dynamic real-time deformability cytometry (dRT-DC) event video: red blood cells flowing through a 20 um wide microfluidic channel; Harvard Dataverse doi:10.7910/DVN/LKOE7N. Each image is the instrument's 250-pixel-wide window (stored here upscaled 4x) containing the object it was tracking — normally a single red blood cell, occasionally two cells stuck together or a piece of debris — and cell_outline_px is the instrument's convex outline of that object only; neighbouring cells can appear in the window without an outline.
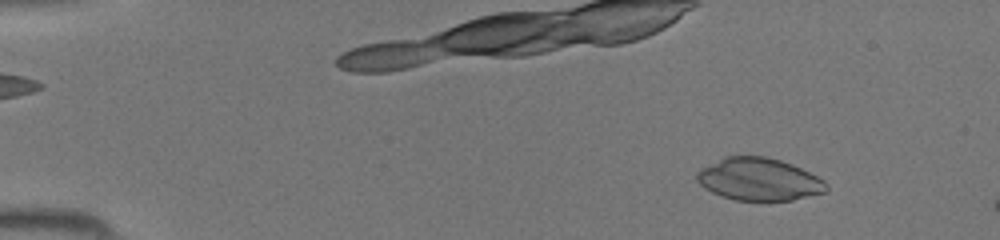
{"species": "common noctule bat (a hibernating species)", "species_latin": "Nyctalus noctula", "temperature_condition": "room temperature", "stored_images_in_passage": 10, "camera_frame_rate_fps": 3000, "um_per_image_px": 0.085, "animal": {"sex": "female", "body_mass_g": 19.5, "forearm_length_mm": 54.1}, "frame": {"image": 1, "passage_image": 5, "time_ms": 1.333, "image_size_px": [1000, 240], "cell_outline_px": [[828, 188], [824, 192], [792, 200], [736, 200], [720, 196], [704, 188], [696, 180], [696, 172], [700, 168], [724, 156], [764, 156], [780, 160], [792, 164], [824, 180], [828, 184]], "centroid_in_image_um": [64.47, 15.23], "position_along_channel_um": 20.5, "area_um2": 32.02}}